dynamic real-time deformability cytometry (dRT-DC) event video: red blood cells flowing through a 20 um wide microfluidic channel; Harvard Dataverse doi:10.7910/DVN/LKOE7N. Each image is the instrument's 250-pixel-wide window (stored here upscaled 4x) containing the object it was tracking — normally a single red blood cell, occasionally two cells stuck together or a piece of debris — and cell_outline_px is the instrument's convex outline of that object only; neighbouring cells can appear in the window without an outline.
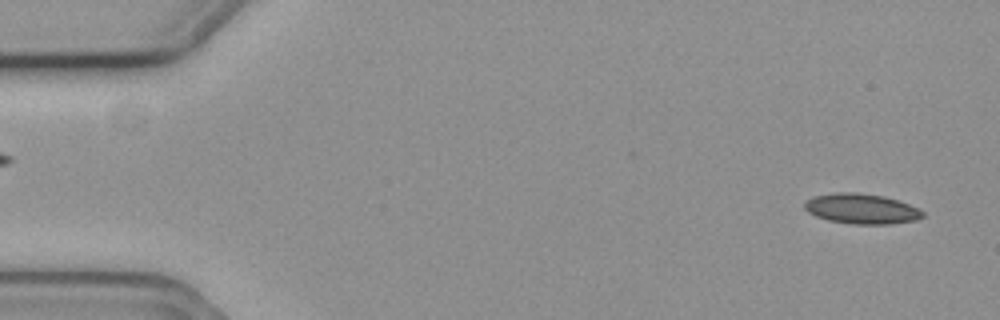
{"species": "common noctule bat (a hibernating species)", "species_latin": "Nyctalus noctula", "temperature_condition": "cold", "stored_images_in_passage": 9, "camera_frame_rate_fps": 3000, "um_per_image_px": 0.085, "animal": {"sex": "female", "body_mass_g": 19.3, "forearm_length_mm": 54.1}, "frame": {"image": 1, "passage_image": 3, "time_ms": 0.667, "image_size_px": [1000, 320], "cell_outline_px": [[924, 216], [916, 220], [888, 224], [856, 224], [828, 220], [816, 216], [808, 212], [804, 208], [804, 200], [812, 196], [836, 192], [856, 192], [884, 196], [920, 208], [924, 212]], "centroid_in_image_um": [73.2, 17.73], "position_along_channel_um": 11.8, "area_um2": 20.87}}